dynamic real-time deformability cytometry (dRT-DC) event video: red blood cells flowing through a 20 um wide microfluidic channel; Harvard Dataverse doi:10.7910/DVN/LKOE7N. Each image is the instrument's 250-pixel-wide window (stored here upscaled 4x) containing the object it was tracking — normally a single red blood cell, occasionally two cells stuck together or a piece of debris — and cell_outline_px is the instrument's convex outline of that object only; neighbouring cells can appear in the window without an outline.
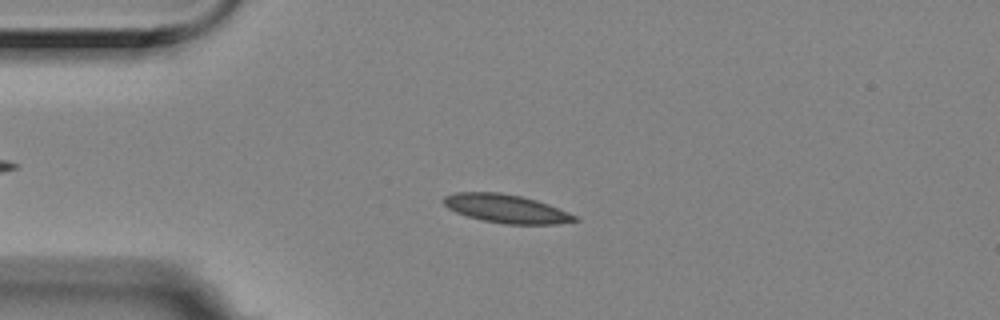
{"species": "Egyptian fruit bat (a non-hibernating species)", "species_latin": "Rousettus aegyptiacus", "temperature_condition": "room temperature", "stored_images_in_passage": 6, "camera_frame_rate_fps": 3000, "um_per_image_px": 0.085, "animal": {"sex": "female"}, "frame": {"image": 1, "passage_image": 5, "time_ms": 1.333, "image_size_px": [1000, 320], "cell_outline_px": [[580, 220], [556, 224], [504, 224], [484, 220], [468, 216], [456, 212], [448, 208], [444, 204], [444, 196], [456, 192], [500, 192], [520, 196], [536, 200], [548, 204], [568, 212], [576, 216]], "centroid_in_image_um": [43.03, 17.73], "position_along_channel_um": 42.0, "area_um2": 21.56}}